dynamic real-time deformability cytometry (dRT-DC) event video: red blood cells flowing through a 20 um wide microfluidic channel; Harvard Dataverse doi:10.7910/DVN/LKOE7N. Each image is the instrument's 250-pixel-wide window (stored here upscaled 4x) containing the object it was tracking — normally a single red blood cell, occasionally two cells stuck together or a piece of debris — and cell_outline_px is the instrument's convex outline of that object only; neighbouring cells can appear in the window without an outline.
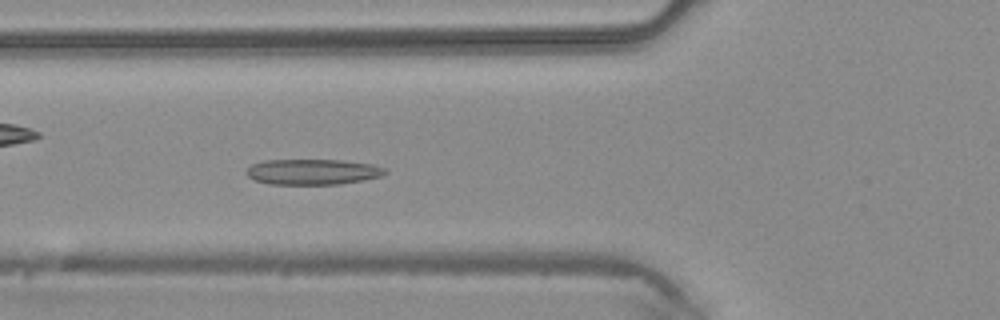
{"species": "common noctule bat (a hibernating species)", "species_latin": "Nyctalus noctula", "temperature_condition": "warm", "stored_images_in_passage": 45, "camera_frame_rate_fps": 3000, "um_per_image_px": 0.085, "animal": {"sex": "male", "body_mass_g": 20.4}, "frame": {"image": 1, "passage_image": 16, "time_ms": 5.0, "image_size_px": [1000, 320], "cell_outline_px": [[388, 172], [380, 176], [340, 184], [268, 184], [256, 180], [248, 176], [244, 172], [252, 164], [260, 160], [340, 160], [372, 164], [384, 168]], "centroid_in_image_um": [26.53, 14.6], "position_along_channel_um": 99.3, "area_um2": 20.58}}
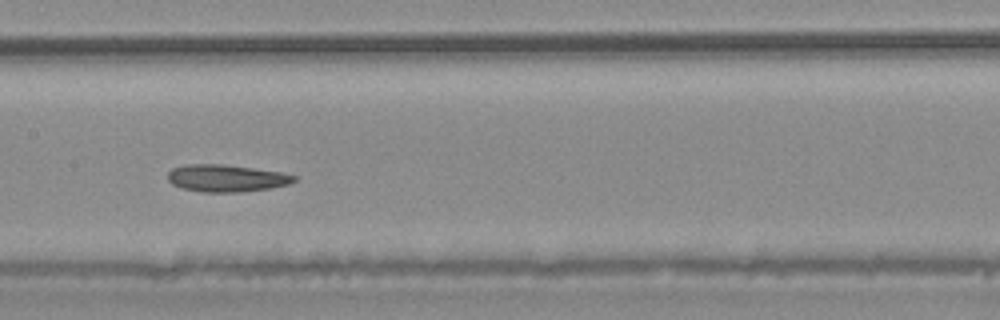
{"frame": {"image": 2, "passage_image": 22, "time_ms": 7.0, "image_size_px": [1000, 320], "cell_outline_px": [[296, 180], [288, 184], [268, 188], [240, 192], [200, 192], [180, 188], [172, 184], [168, 180], [168, 172], [172, 168], [188, 164], [224, 164], [280, 172], [296, 176]], "centroid_in_image_um": [19.19, 15.15], "position_along_channel_um": 188.2, "area_um2": 19.94}}
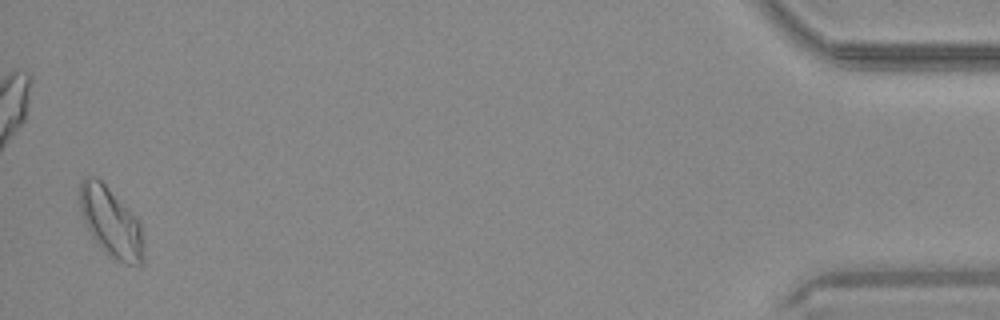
{"frame": {"image": 3, "passage_image": 44, "time_ms": 14.333, "image_size_px": [1000, 320], "cell_outline_px": [[144, 260], [140, 264], [128, 264], [108, 256], [92, 236], [84, 220], [80, 208], [80, 180], [84, 176], [96, 176], [104, 184], [140, 224], [144, 248]], "centroid_in_image_um": [9.41, 18.9], "position_along_channel_um": 425.8, "area_um2": 25.14}}